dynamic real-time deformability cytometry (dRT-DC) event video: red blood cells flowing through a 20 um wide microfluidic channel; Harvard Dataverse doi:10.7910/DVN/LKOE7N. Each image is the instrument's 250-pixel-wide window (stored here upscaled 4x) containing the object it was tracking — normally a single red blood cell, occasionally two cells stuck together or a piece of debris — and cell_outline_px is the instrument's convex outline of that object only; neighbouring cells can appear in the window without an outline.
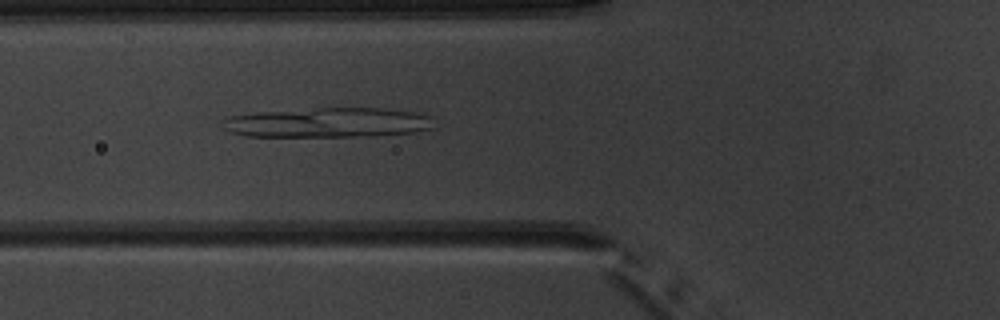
{"species": "common noctule bat (a hibernating species)", "species_latin": "Nyctalus noctula", "temperature_condition": "warm", "stored_images_in_passage": 4, "camera_frame_rate_fps": 3000, "um_per_image_px": 0.085, "animal": {"sex": "male", "body_mass_g": 20.1, "forearm_length_mm": 53.5}, "frame": {"image": 1, "passage_image": 4, "time_ms": 3.333, "image_size_px": [1000, 320], "cell_outline_px": [[436, 128], [416, 132], [368, 136], [244, 136], [228, 132], [220, 124], [220, 120], [228, 116], [256, 112], [316, 108], [380, 108], [412, 112], [432, 116]], "centroid_in_image_um": [27.85, 10.42], "position_along_channel_um": 98.0, "area_um2": 37.05}}